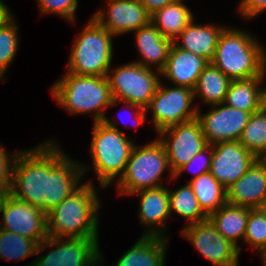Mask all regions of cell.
<instances>
[{"instance_id": "obj_35", "label": "cell", "mask_w": 266, "mask_h": 266, "mask_svg": "<svg viewBox=\"0 0 266 266\" xmlns=\"http://www.w3.org/2000/svg\"><path fill=\"white\" fill-rule=\"evenodd\" d=\"M212 154L213 146L208 145L201 152L196 154L190 161L180 167L174 174V178L178 177L181 173L185 172L188 169L195 172L193 173L195 175L192 179L198 178L201 174L210 172ZM193 165L196 167V169Z\"/></svg>"}, {"instance_id": "obj_14", "label": "cell", "mask_w": 266, "mask_h": 266, "mask_svg": "<svg viewBox=\"0 0 266 266\" xmlns=\"http://www.w3.org/2000/svg\"><path fill=\"white\" fill-rule=\"evenodd\" d=\"M0 229L18 233L38 245L48 238L47 214L34 205L15 199L8 194L2 209Z\"/></svg>"}, {"instance_id": "obj_20", "label": "cell", "mask_w": 266, "mask_h": 266, "mask_svg": "<svg viewBox=\"0 0 266 266\" xmlns=\"http://www.w3.org/2000/svg\"><path fill=\"white\" fill-rule=\"evenodd\" d=\"M208 64L205 58L180 49L173 43L160 74L173 82L174 86L194 89L198 77Z\"/></svg>"}, {"instance_id": "obj_16", "label": "cell", "mask_w": 266, "mask_h": 266, "mask_svg": "<svg viewBox=\"0 0 266 266\" xmlns=\"http://www.w3.org/2000/svg\"><path fill=\"white\" fill-rule=\"evenodd\" d=\"M210 173L227 189L258 159L239 141L213 144Z\"/></svg>"}, {"instance_id": "obj_11", "label": "cell", "mask_w": 266, "mask_h": 266, "mask_svg": "<svg viewBox=\"0 0 266 266\" xmlns=\"http://www.w3.org/2000/svg\"><path fill=\"white\" fill-rule=\"evenodd\" d=\"M55 143V140H50V174L47 176V198H45L47 214L81 186V177L88 170L84 164L81 165L68 158L63 149Z\"/></svg>"}, {"instance_id": "obj_2", "label": "cell", "mask_w": 266, "mask_h": 266, "mask_svg": "<svg viewBox=\"0 0 266 266\" xmlns=\"http://www.w3.org/2000/svg\"><path fill=\"white\" fill-rule=\"evenodd\" d=\"M248 31L226 27L211 63L231 80L266 76V51Z\"/></svg>"}, {"instance_id": "obj_31", "label": "cell", "mask_w": 266, "mask_h": 266, "mask_svg": "<svg viewBox=\"0 0 266 266\" xmlns=\"http://www.w3.org/2000/svg\"><path fill=\"white\" fill-rule=\"evenodd\" d=\"M38 244L18 233L0 229V258L19 261L36 255Z\"/></svg>"}, {"instance_id": "obj_10", "label": "cell", "mask_w": 266, "mask_h": 266, "mask_svg": "<svg viewBox=\"0 0 266 266\" xmlns=\"http://www.w3.org/2000/svg\"><path fill=\"white\" fill-rule=\"evenodd\" d=\"M50 238L38 245L36 255L48 247H55L44 256H37L30 266H101L98 238ZM100 263V264H99Z\"/></svg>"}, {"instance_id": "obj_42", "label": "cell", "mask_w": 266, "mask_h": 266, "mask_svg": "<svg viewBox=\"0 0 266 266\" xmlns=\"http://www.w3.org/2000/svg\"><path fill=\"white\" fill-rule=\"evenodd\" d=\"M259 209L266 216V200L262 203V205L259 207Z\"/></svg>"}, {"instance_id": "obj_40", "label": "cell", "mask_w": 266, "mask_h": 266, "mask_svg": "<svg viewBox=\"0 0 266 266\" xmlns=\"http://www.w3.org/2000/svg\"><path fill=\"white\" fill-rule=\"evenodd\" d=\"M3 0H0V25L5 23L8 19H10L13 14L10 11V8L6 4H4Z\"/></svg>"}, {"instance_id": "obj_6", "label": "cell", "mask_w": 266, "mask_h": 266, "mask_svg": "<svg viewBox=\"0 0 266 266\" xmlns=\"http://www.w3.org/2000/svg\"><path fill=\"white\" fill-rule=\"evenodd\" d=\"M113 37L91 17L73 43L66 71L81 76H107L112 68Z\"/></svg>"}, {"instance_id": "obj_38", "label": "cell", "mask_w": 266, "mask_h": 266, "mask_svg": "<svg viewBox=\"0 0 266 266\" xmlns=\"http://www.w3.org/2000/svg\"><path fill=\"white\" fill-rule=\"evenodd\" d=\"M145 7L148 13L151 15L157 10L165 7L166 5L172 4L177 0H139Z\"/></svg>"}, {"instance_id": "obj_28", "label": "cell", "mask_w": 266, "mask_h": 266, "mask_svg": "<svg viewBox=\"0 0 266 266\" xmlns=\"http://www.w3.org/2000/svg\"><path fill=\"white\" fill-rule=\"evenodd\" d=\"M188 183L208 216L227 203L226 188L210 172L201 174Z\"/></svg>"}, {"instance_id": "obj_26", "label": "cell", "mask_w": 266, "mask_h": 266, "mask_svg": "<svg viewBox=\"0 0 266 266\" xmlns=\"http://www.w3.org/2000/svg\"><path fill=\"white\" fill-rule=\"evenodd\" d=\"M193 19V13L183 0H177L151 14L150 22L165 38L174 42Z\"/></svg>"}, {"instance_id": "obj_43", "label": "cell", "mask_w": 266, "mask_h": 266, "mask_svg": "<svg viewBox=\"0 0 266 266\" xmlns=\"http://www.w3.org/2000/svg\"><path fill=\"white\" fill-rule=\"evenodd\" d=\"M260 159L266 165V154H264Z\"/></svg>"}, {"instance_id": "obj_33", "label": "cell", "mask_w": 266, "mask_h": 266, "mask_svg": "<svg viewBox=\"0 0 266 266\" xmlns=\"http://www.w3.org/2000/svg\"><path fill=\"white\" fill-rule=\"evenodd\" d=\"M243 241L253 249L266 253V216L259 208H249L246 232Z\"/></svg>"}, {"instance_id": "obj_30", "label": "cell", "mask_w": 266, "mask_h": 266, "mask_svg": "<svg viewBox=\"0 0 266 266\" xmlns=\"http://www.w3.org/2000/svg\"><path fill=\"white\" fill-rule=\"evenodd\" d=\"M239 142L258 159L266 154V105L252 113Z\"/></svg>"}, {"instance_id": "obj_22", "label": "cell", "mask_w": 266, "mask_h": 266, "mask_svg": "<svg viewBox=\"0 0 266 266\" xmlns=\"http://www.w3.org/2000/svg\"><path fill=\"white\" fill-rule=\"evenodd\" d=\"M134 34L137 50L142 60L133 62L151 69L155 65V69L161 71L166 64L174 42L165 38L151 22L134 31Z\"/></svg>"}, {"instance_id": "obj_3", "label": "cell", "mask_w": 266, "mask_h": 266, "mask_svg": "<svg viewBox=\"0 0 266 266\" xmlns=\"http://www.w3.org/2000/svg\"><path fill=\"white\" fill-rule=\"evenodd\" d=\"M60 107L71 114L94 113L93 123L102 122L105 109L118 103L111 94L107 76H81L66 73L51 88Z\"/></svg>"}, {"instance_id": "obj_36", "label": "cell", "mask_w": 266, "mask_h": 266, "mask_svg": "<svg viewBox=\"0 0 266 266\" xmlns=\"http://www.w3.org/2000/svg\"><path fill=\"white\" fill-rule=\"evenodd\" d=\"M6 148L0 144V189L10 191L13 178V170L19 151L7 153ZM11 156V157H10Z\"/></svg>"}, {"instance_id": "obj_39", "label": "cell", "mask_w": 266, "mask_h": 266, "mask_svg": "<svg viewBox=\"0 0 266 266\" xmlns=\"http://www.w3.org/2000/svg\"><path fill=\"white\" fill-rule=\"evenodd\" d=\"M126 104L128 105L127 106L128 108H131V109L136 110V111H133L134 113L131 112L132 113V117H134L133 118L134 119V122L136 121L135 122V127H138L140 124H143L144 121L146 120L145 115H146L147 110L141 108L138 105H134L132 103H126ZM119 119L121 120V119H123V117L120 116Z\"/></svg>"}, {"instance_id": "obj_15", "label": "cell", "mask_w": 266, "mask_h": 266, "mask_svg": "<svg viewBox=\"0 0 266 266\" xmlns=\"http://www.w3.org/2000/svg\"><path fill=\"white\" fill-rule=\"evenodd\" d=\"M251 115L252 112L221 103L212 105L211 110L203 115L198 109L197 119L201 123L208 145H213L219 142L239 141Z\"/></svg>"}, {"instance_id": "obj_4", "label": "cell", "mask_w": 266, "mask_h": 266, "mask_svg": "<svg viewBox=\"0 0 266 266\" xmlns=\"http://www.w3.org/2000/svg\"><path fill=\"white\" fill-rule=\"evenodd\" d=\"M92 141L89 148L92 167L102 188H107L123 175L130 158L134 142L107 116L102 122L93 124ZM120 174V176H119Z\"/></svg>"}, {"instance_id": "obj_5", "label": "cell", "mask_w": 266, "mask_h": 266, "mask_svg": "<svg viewBox=\"0 0 266 266\" xmlns=\"http://www.w3.org/2000/svg\"><path fill=\"white\" fill-rule=\"evenodd\" d=\"M50 174V141L21 150L13 170L9 194L47 214V176Z\"/></svg>"}, {"instance_id": "obj_21", "label": "cell", "mask_w": 266, "mask_h": 266, "mask_svg": "<svg viewBox=\"0 0 266 266\" xmlns=\"http://www.w3.org/2000/svg\"><path fill=\"white\" fill-rule=\"evenodd\" d=\"M225 28L214 24H195L193 19L175 39L174 44L180 49L205 58L210 63L215 57L219 37ZM178 40L181 43H176Z\"/></svg>"}, {"instance_id": "obj_41", "label": "cell", "mask_w": 266, "mask_h": 266, "mask_svg": "<svg viewBox=\"0 0 266 266\" xmlns=\"http://www.w3.org/2000/svg\"><path fill=\"white\" fill-rule=\"evenodd\" d=\"M8 194H9L8 191L0 189V211L2 209L4 200L6 199V197L8 196Z\"/></svg>"}, {"instance_id": "obj_7", "label": "cell", "mask_w": 266, "mask_h": 266, "mask_svg": "<svg viewBox=\"0 0 266 266\" xmlns=\"http://www.w3.org/2000/svg\"><path fill=\"white\" fill-rule=\"evenodd\" d=\"M170 166L162 142L157 138L140 148L134 145L123 175L117 180L119 195H131L136 191L157 188L160 179Z\"/></svg>"}, {"instance_id": "obj_25", "label": "cell", "mask_w": 266, "mask_h": 266, "mask_svg": "<svg viewBox=\"0 0 266 266\" xmlns=\"http://www.w3.org/2000/svg\"><path fill=\"white\" fill-rule=\"evenodd\" d=\"M249 207L224 204L217 211L211 213L208 219L216 230L227 240L235 244L241 252L238 240H243L246 232Z\"/></svg>"}, {"instance_id": "obj_23", "label": "cell", "mask_w": 266, "mask_h": 266, "mask_svg": "<svg viewBox=\"0 0 266 266\" xmlns=\"http://www.w3.org/2000/svg\"><path fill=\"white\" fill-rule=\"evenodd\" d=\"M265 76L232 80L224 103L227 106L255 113L266 105V87L261 88Z\"/></svg>"}, {"instance_id": "obj_34", "label": "cell", "mask_w": 266, "mask_h": 266, "mask_svg": "<svg viewBox=\"0 0 266 266\" xmlns=\"http://www.w3.org/2000/svg\"><path fill=\"white\" fill-rule=\"evenodd\" d=\"M41 14H56L64 17L71 23H75V12L78 7V0H37Z\"/></svg>"}, {"instance_id": "obj_13", "label": "cell", "mask_w": 266, "mask_h": 266, "mask_svg": "<svg viewBox=\"0 0 266 266\" xmlns=\"http://www.w3.org/2000/svg\"><path fill=\"white\" fill-rule=\"evenodd\" d=\"M181 234L215 266H239V248L225 239L209 219L187 224Z\"/></svg>"}, {"instance_id": "obj_17", "label": "cell", "mask_w": 266, "mask_h": 266, "mask_svg": "<svg viewBox=\"0 0 266 266\" xmlns=\"http://www.w3.org/2000/svg\"><path fill=\"white\" fill-rule=\"evenodd\" d=\"M107 3V12L100 9L92 17L115 37L150 23L151 15L139 0H108Z\"/></svg>"}, {"instance_id": "obj_18", "label": "cell", "mask_w": 266, "mask_h": 266, "mask_svg": "<svg viewBox=\"0 0 266 266\" xmlns=\"http://www.w3.org/2000/svg\"><path fill=\"white\" fill-rule=\"evenodd\" d=\"M136 194L141 199L138 210L140 223L149 227L148 230L146 229V232H143V236L167 238V235L164 234L166 230L163 228L167 219L171 217L168 186L164 187L163 185L157 188L142 189L131 195Z\"/></svg>"}, {"instance_id": "obj_29", "label": "cell", "mask_w": 266, "mask_h": 266, "mask_svg": "<svg viewBox=\"0 0 266 266\" xmlns=\"http://www.w3.org/2000/svg\"><path fill=\"white\" fill-rule=\"evenodd\" d=\"M170 213H177L189 221V224L202 222L208 215L200 207L192 187L189 183L176 190H169Z\"/></svg>"}, {"instance_id": "obj_8", "label": "cell", "mask_w": 266, "mask_h": 266, "mask_svg": "<svg viewBox=\"0 0 266 266\" xmlns=\"http://www.w3.org/2000/svg\"><path fill=\"white\" fill-rule=\"evenodd\" d=\"M154 70L135 62L110 69L107 78L113 99L146 109L161 82L160 71Z\"/></svg>"}, {"instance_id": "obj_19", "label": "cell", "mask_w": 266, "mask_h": 266, "mask_svg": "<svg viewBox=\"0 0 266 266\" xmlns=\"http://www.w3.org/2000/svg\"><path fill=\"white\" fill-rule=\"evenodd\" d=\"M227 203L259 208L266 200V165L257 159L248 171L227 189Z\"/></svg>"}, {"instance_id": "obj_9", "label": "cell", "mask_w": 266, "mask_h": 266, "mask_svg": "<svg viewBox=\"0 0 266 266\" xmlns=\"http://www.w3.org/2000/svg\"><path fill=\"white\" fill-rule=\"evenodd\" d=\"M195 100L193 89L174 86L165 87L162 81L146 110L152 112L155 131L160 132L197 118L198 107H192Z\"/></svg>"}, {"instance_id": "obj_24", "label": "cell", "mask_w": 266, "mask_h": 266, "mask_svg": "<svg viewBox=\"0 0 266 266\" xmlns=\"http://www.w3.org/2000/svg\"><path fill=\"white\" fill-rule=\"evenodd\" d=\"M167 238L143 236L113 266H165Z\"/></svg>"}, {"instance_id": "obj_27", "label": "cell", "mask_w": 266, "mask_h": 266, "mask_svg": "<svg viewBox=\"0 0 266 266\" xmlns=\"http://www.w3.org/2000/svg\"><path fill=\"white\" fill-rule=\"evenodd\" d=\"M231 81L210 62L198 77L194 97L199 96L209 106L224 103Z\"/></svg>"}, {"instance_id": "obj_12", "label": "cell", "mask_w": 266, "mask_h": 266, "mask_svg": "<svg viewBox=\"0 0 266 266\" xmlns=\"http://www.w3.org/2000/svg\"><path fill=\"white\" fill-rule=\"evenodd\" d=\"M158 135L160 136L158 139L165 147L170 177L173 179L180 167L208 146L201 123L197 118L164 130Z\"/></svg>"}, {"instance_id": "obj_32", "label": "cell", "mask_w": 266, "mask_h": 266, "mask_svg": "<svg viewBox=\"0 0 266 266\" xmlns=\"http://www.w3.org/2000/svg\"><path fill=\"white\" fill-rule=\"evenodd\" d=\"M14 16L0 25V80L4 82V74L14 60L19 46L18 26Z\"/></svg>"}, {"instance_id": "obj_37", "label": "cell", "mask_w": 266, "mask_h": 266, "mask_svg": "<svg viewBox=\"0 0 266 266\" xmlns=\"http://www.w3.org/2000/svg\"><path fill=\"white\" fill-rule=\"evenodd\" d=\"M239 13L246 19L254 18L266 10V0H241Z\"/></svg>"}, {"instance_id": "obj_1", "label": "cell", "mask_w": 266, "mask_h": 266, "mask_svg": "<svg viewBox=\"0 0 266 266\" xmlns=\"http://www.w3.org/2000/svg\"><path fill=\"white\" fill-rule=\"evenodd\" d=\"M100 202L91 181L81 184L47 214L48 237L99 238Z\"/></svg>"}, {"instance_id": "obj_44", "label": "cell", "mask_w": 266, "mask_h": 266, "mask_svg": "<svg viewBox=\"0 0 266 266\" xmlns=\"http://www.w3.org/2000/svg\"><path fill=\"white\" fill-rule=\"evenodd\" d=\"M263 265L266 266V253L262 256Z\"/></svg>"}]
</instances>
